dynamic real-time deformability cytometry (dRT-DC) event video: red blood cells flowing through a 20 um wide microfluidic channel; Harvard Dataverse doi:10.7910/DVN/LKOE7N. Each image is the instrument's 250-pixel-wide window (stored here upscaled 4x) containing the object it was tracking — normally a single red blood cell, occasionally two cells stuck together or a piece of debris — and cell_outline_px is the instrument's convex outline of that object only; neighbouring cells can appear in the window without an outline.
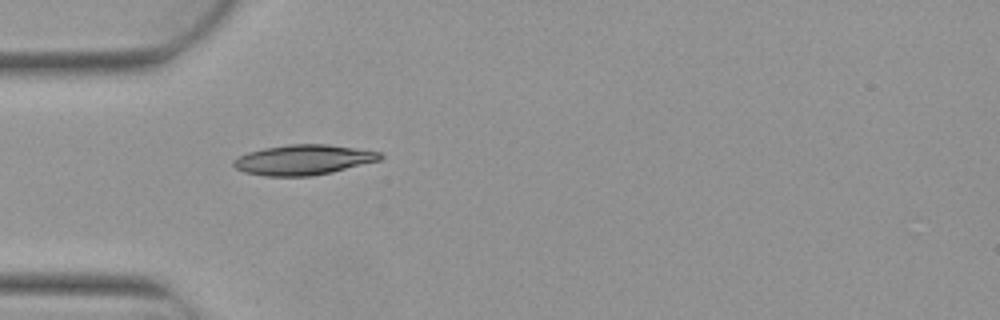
{"species": "Egyptian fruit bat (a non-hibernating species)", "species_latin": "Rousettus aegyptiacus", "temperature_condition": "warm", "stored_images_in_passage": 5, "camera_frame_rate_fps": 3000, "um_per_image_px": 0.085, "animal": {"sex": "female"}, "frame": {"image": 1, "passage_image": 5, "time_ms": 1.333, "image_size_px": [1000, 320], "cell_outline_px": [[384, 156], [380, 160], [332, 172], [312, 176], [264, 176], [244, 172], [236, 168], [232, 164], [232, 160], [248, 152], [264, 148], [288, 144], [328, 144], [380, 152]], "centroid_in_image_um": [25.77, 13.58], "position_along_channel_um": 59.2, "area_um2": 25.72}}